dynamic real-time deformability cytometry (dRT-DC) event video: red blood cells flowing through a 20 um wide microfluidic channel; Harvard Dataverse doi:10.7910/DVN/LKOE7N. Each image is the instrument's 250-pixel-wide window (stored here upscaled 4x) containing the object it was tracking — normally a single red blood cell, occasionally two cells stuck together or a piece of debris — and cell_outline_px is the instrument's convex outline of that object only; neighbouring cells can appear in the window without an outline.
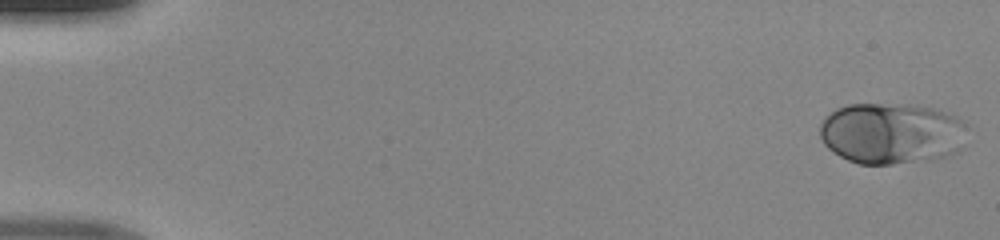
{"species": "human", "species_latin": "Homo sapiens", "temperature_condition": "room temperature", "stored_images_in_passage": 48, "camera_frame_rate_fps": 3000, "um_per_image_px": 0.085, "donor": {"sex": "male"}, "frame": {"image": 1, "passage_image": 1, "time_ms": 0.0, "image_size_px": [1000, 240], "cell_outline_px": [[968, 124], [960, 148], [956, 152], [932, 160], [892, 164], [860, 164], [848, 160], [832, 152], [824, 144], [820, 136], [820, 124], [824, 116], [836, 108], [848, 104], [912, 104], [936, 108], [960, 116]], "centroid_in_image_um": [75.79, 11.31], "position_along_channel_um": 9.2, "area_um2": 53.47}}
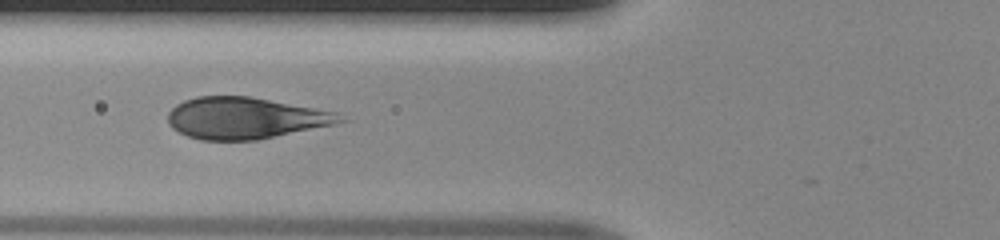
{"frame": {"image": 2, "passage_image": 19, "time_ms": 6.0, "image_size_px": [1000, 240], "cell_outline_px": [[348, 120], [336, 124], [256, 140], [200, 140], [188, 136], [172, 128], [168, 124], [168, 112], [176, 104], [184, 100], [196, 96], [252, 96], [336, 112]], "centroid_in_image_um": [20.83, 10.03], "position_along_channel_um": 105.0, "area_um2": 41.73}}
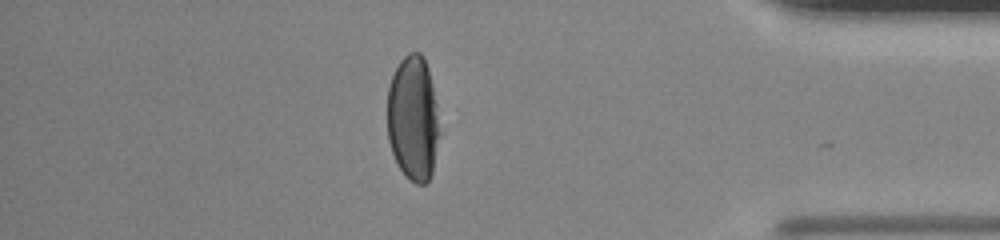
{"frame": {"image": 3, "passage_image": 42, "time_ms": 13.667, "image_size_px": [1000, 240], "cell_outline_px": [[436, 136], [432, 172], [428, 180], [424, 184], [416, 184], [400, 168], [392, 152], [388, 140], [388, 88], [392, 76], [400, 60], [408, 52], [420, 52], [424, 56], [428, 68], [432, 84], [436, 104]], "centroid_in_image_um": [35.07, 9.99], "position_along_channel_um": 400.1, "area_um2": 36.93}}